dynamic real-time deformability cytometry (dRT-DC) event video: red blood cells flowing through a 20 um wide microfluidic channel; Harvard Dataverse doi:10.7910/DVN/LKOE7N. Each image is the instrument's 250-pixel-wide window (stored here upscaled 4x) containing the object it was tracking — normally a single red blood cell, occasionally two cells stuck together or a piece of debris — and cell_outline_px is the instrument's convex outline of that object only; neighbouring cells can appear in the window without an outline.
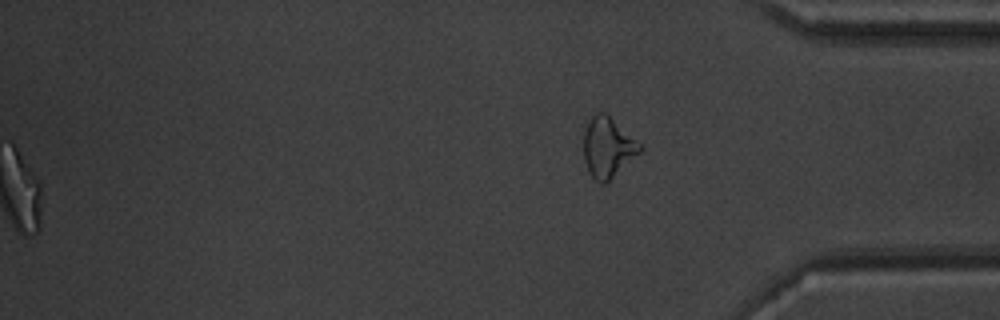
{"species": "common noctule bat (a hibernating species)", "species_latin": "Nyctalus noctula", "temperature_condition": "warm", "stored_images_in_passage": 52, "segment_of_instrument_passage": [2, 2], "camera_frame_rate_fps": 3000, "um_per_image_px": 0.085, "animal": {"sex": "male", "body_mass_g": 20.1, "forearm_length_mm": 53.5}, "frame": {"image": 1, "passage_image": 52, "time_ms": 17.0, "image_size_px": [1000, 320], "cell_outline_px": [[644, 148], [640, 152], [604, 184], [600, 184], [592, 176], [584, 160], [584, 132], [592, 116], [596, 112], [604, 112], [644, 144]], "centroid_in_image_um": [51.69, 12.5], "position_along_channel_um": 383.5, "area_um2": 19.54}}